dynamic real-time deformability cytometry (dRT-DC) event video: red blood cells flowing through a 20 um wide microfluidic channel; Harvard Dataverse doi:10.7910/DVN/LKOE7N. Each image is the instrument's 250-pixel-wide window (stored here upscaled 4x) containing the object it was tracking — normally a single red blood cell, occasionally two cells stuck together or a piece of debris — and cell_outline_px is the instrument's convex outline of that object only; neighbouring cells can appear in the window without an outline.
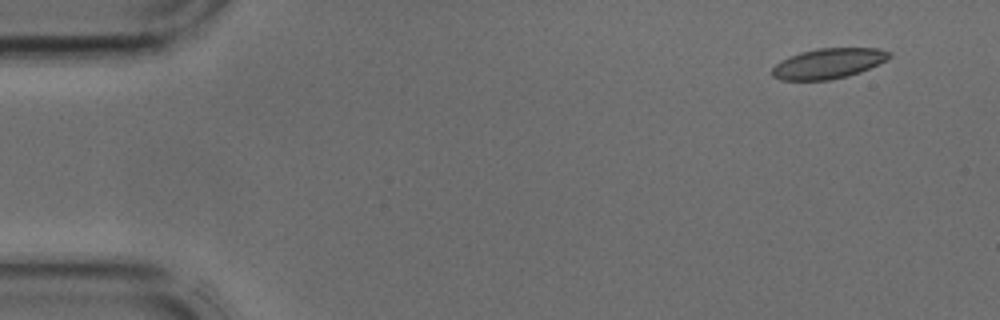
{"species": "common noctule bat (a hibernating species)", "species_latin": "Nyctalus noctula", "temperature_condition": "cold", "stored_images_in_passage": 41, "camera_frame_rate_fps": 3000, "um_per_image_px": 0.085, "animal": {"sex": "male", "body_mass_g": 17.9, "forearm_length_mm": 54.2}, "frame": {"image": 1, "passage_image": 1, "time_ms": 0.0, "image_size_px": [1000, 320], "cell_outline_px": [[892, 56], [880, 64], [860, 72], [848, 76], [828, 80], [780, 80], [772, 76], [772, 68], [780, 60], [800, 52], [816, 48], [880, 48], [892, 52]], "centroid_in_image_um": [70.43, 5.39], "position_along_channel_um": 14.6, "area_um2": 20.87}}
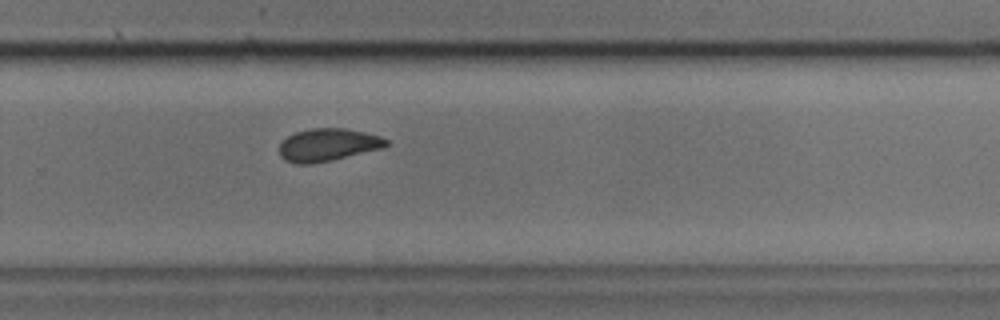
{"frame": {"image": 2, "passage_image": 26, "time_ms": 8.333, "image_size_px": [1000, 320], "cell_outline_px": [[388, 144], [384, 148], [332, 160], [308, 164], [296, 164], [284, 160], [280, 156], [280, 144], [288, 136], [296, 132], [312, 128], [344, 128], [364, 132], [380, 136], [388, 140]], "centroid_in_image_um": [27.88, 12.31], "position_along_channel_um": 301.9, "area_um2": 20.29}}
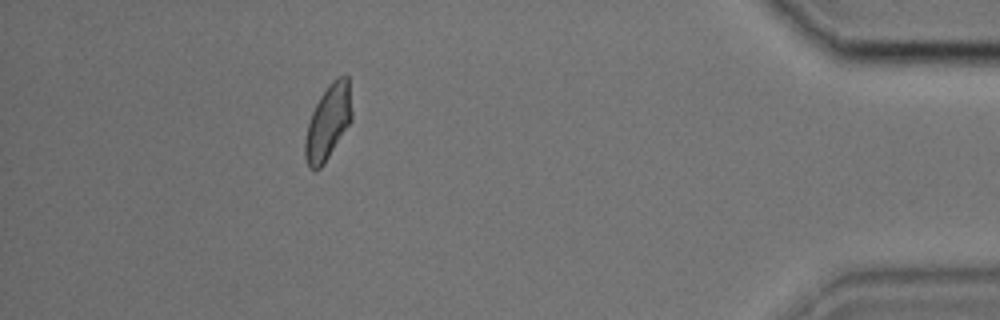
{"frame": {"image": 3, "passage_image": 36, "time_ms": 11.667, "image_size_px": [1000, 320], "cell_outline_px": [[352, 120], [324, 164], [320, 168], [308, 168], [304, 156], [304, 140], [308, 124], [312, 112], [320, 96], [328, 84], [336, 76], [348, 76], [352, 112]], "centroid_in_image_um": [27.88, 10.38], "position_along_channel_um": 407.3, "area_um2": 20.4}}